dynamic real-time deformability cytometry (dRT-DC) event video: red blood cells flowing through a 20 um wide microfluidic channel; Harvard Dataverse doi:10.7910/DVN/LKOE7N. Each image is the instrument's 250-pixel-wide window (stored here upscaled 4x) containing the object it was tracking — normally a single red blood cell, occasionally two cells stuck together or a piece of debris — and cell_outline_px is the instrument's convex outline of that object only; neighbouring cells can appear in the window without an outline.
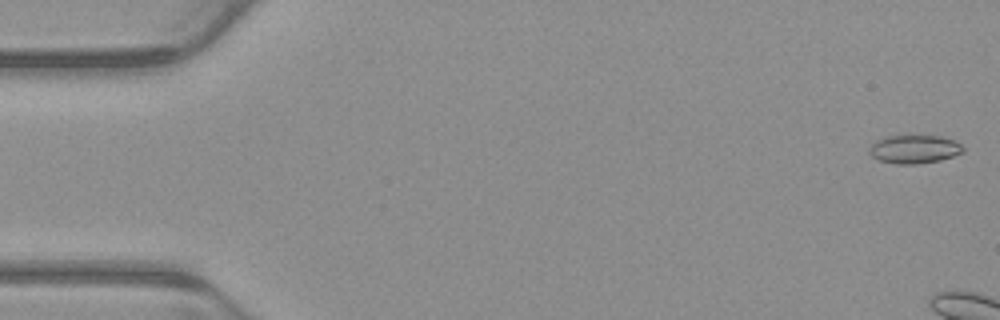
{"species": "common noctule bat (a hibernating species)", "species_latin": "Nyctalus noctula", "temperature_condition": "warm", "stored_images_in_passage": 7, "camera_frame_rate_fps": 3000, "um_per_image_px": 0.085, "animal": {"sex": "male", "body_mass_g": 23.1, "forearm_length_mm": 52.7}, "frame": {"image": 1, "passage_image": 1, "time_ms": 0.0, "image_size_px": [1000, 320], "cell_outline_px": [[964, 152], [940, 160], [916, 164], [896, 164], [880, 160], [872, 156], [868, 152], [872, 144], [876, 140], [884, 136], [940, 136], [956, 140], [964, 148]], "centroid_in_image_um": [77.72, 12.68], "position_along_channel_um": 7.3, "area_um2": 15.49}}
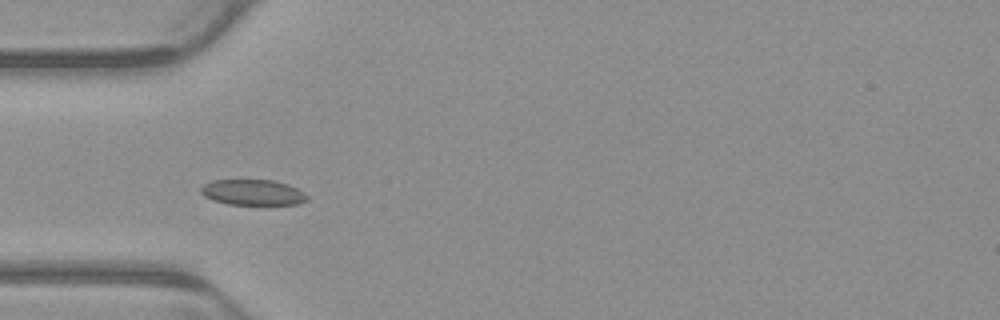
{"frame": {"image": 2, "passage_image": 6, "time_ms": 1.667, "image_size_px": [1000, 320], "cell_outline_px": [[308, 200], [300, 204], [228, 204], [212, 200], [204, 196], [200, 192], [200, 188], [204, 184], [212, 180], [272, 180], [288, 184], [304, 192], [308, 196]], "centroid_in_image_um": [21.49, 16.35], "position_along_channel_um": 63.5, "area_um2": 15.9}}
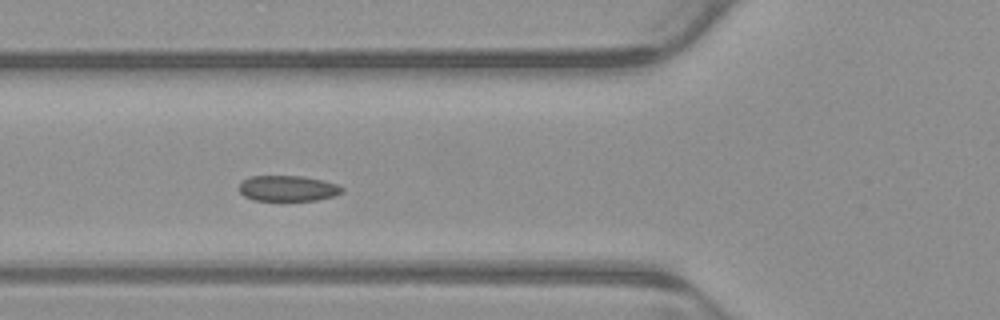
{"frame": {"image": 3, "passage_image": 7, "time_ms": 2.0, "image_size_px": [1000, 320], "cell_outline_px": [[344, 192], [332, 196], [316, 200], [252, 200], [244, 196], [240, 192], [240, 180], [248, 176], [300, 176], [320, 180], [336, 184], [344, 188]], "centroid_in_image_um": [24.42, 16.01], "position_along_channel_um": 101.4, "area_um2": 15.32}}